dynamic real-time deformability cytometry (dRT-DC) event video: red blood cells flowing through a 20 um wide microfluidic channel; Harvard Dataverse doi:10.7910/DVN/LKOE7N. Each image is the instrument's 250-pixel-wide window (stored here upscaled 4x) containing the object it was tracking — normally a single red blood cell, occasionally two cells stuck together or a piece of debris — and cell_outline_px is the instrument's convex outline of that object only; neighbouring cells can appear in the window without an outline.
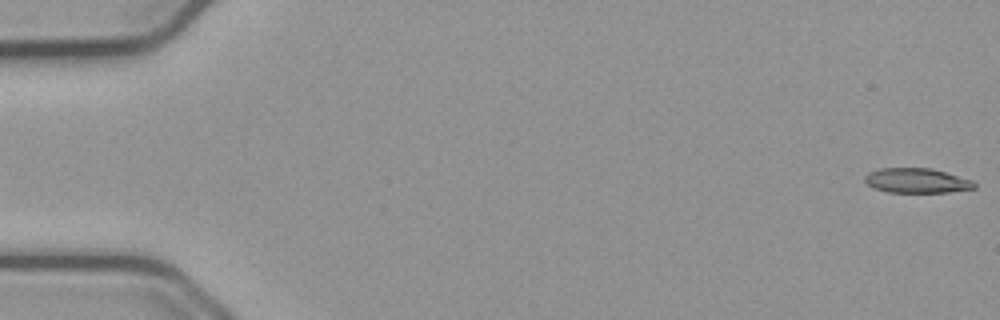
{"species": "common noctule bat (a hibernating species)", "species_latin": "Nyctalus noctula", "temperature_condition": "cold", "stored_images_in_passage": 10, "camera_frame_rate_fps": 3000, "um_per_image_px": 0.085, "animal": {"sex": "male", "body_mass_g": 23.1, "forearm_length_mm": 52.7}, "frame": {"image": 1, "passage_image": 1, "time_ms": 0.0, "image_size_px": [1000, 320], "cell_outline_px": [[976, 188], [948, 192], [888, 192], [872, 188], [864, 180], [864, 176], [868, 172], [880, 168], [932, 168], [972, 180], [976, 184]], "centroid_in_image_um": [77.9, 15.35], "position_along_channel_um": 7.1, "area_um2": 15.84}}